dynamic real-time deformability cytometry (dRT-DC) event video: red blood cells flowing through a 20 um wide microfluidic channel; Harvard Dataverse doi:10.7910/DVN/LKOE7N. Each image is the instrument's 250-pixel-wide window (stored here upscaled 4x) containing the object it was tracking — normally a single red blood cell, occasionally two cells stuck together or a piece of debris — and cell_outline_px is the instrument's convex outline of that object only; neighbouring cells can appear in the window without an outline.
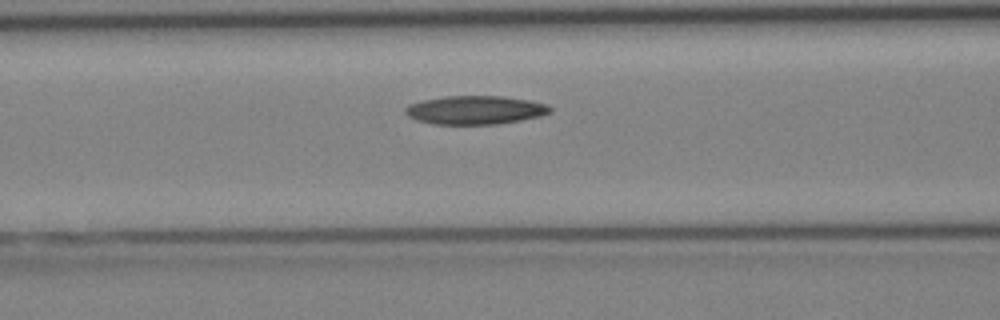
{"species": "Egyptian fruit bat (a non-hibernating species)", "species_latin": "Rousettus aegyptiacus", "temperature_condition": "cold", "stored_images_in_passage": 4, "camera_frame_rate_fps": 3000, "um_per_image_px": 0.085, "animal": {"sex": "female"}, "frame": {"image": 1, "passage_image": 4, "time_ms": 3.667, "image_size_px": [1000, 320], "cell_outline_px": [[552, 112], [540, 116], [520, 120], [496, 124], [432, 124], [416, 120], [408, 116], [404, 112], [404, 108], [408, 104], [424, 100], [444, 96], [504, 96], [528, 100], [548, 104], [552, 108]], "centroid_in_image_um": [40.38, 9.35], "position_along_channel_um": 126.2, "area_um2": 24.22}}